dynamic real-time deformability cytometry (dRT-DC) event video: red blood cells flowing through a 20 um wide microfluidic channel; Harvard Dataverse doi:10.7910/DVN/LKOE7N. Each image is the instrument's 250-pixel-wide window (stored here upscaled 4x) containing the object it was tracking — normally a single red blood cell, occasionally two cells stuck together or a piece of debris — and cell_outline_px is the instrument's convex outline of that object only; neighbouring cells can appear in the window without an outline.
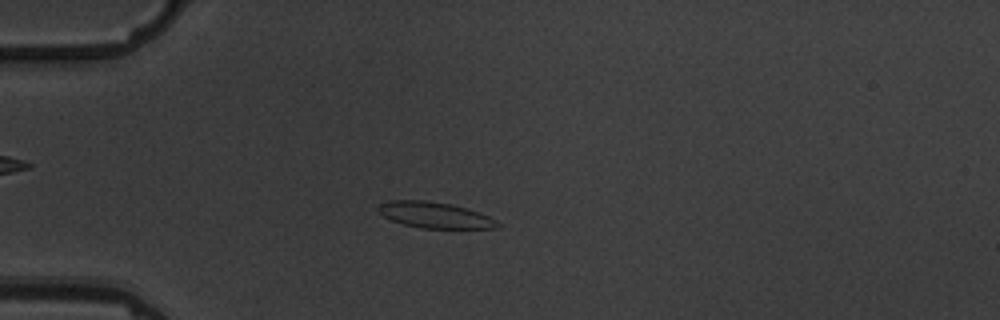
{"species": "common noctule bat (a hibernating species)", "species_latin": "Nyctalus noctula", "temperature_condition": "warm", "stored_images_in_passage": 7, "camera_frame_rate_fps": 3000, "um_per_image_px": 0.085, "animal": {"sex": "male", "body_mass_g": 19.5, "forearm_length_mm": 54.6}, "frame": {"image": 1, "passage_image": 3, "time_ms": 2.333, "image_size_px": [1000, 320], "cell_outline_px": [[500, 228], [420, 228], [404, 224], [392, 220], [376, 212], [376, 208], [380, 204], [388, 200], [424, 200], [452, 204], [480, 212], [496, 220], [500, 224]], "centroid_in_image_um": [36.94, 18.27], "position_along_channel_um": 48.1, "area_um2": 18.15}}
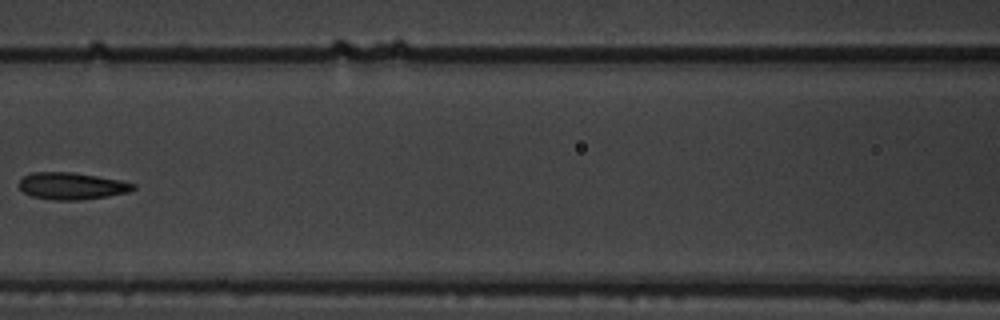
{"frame": {"image": 2, "passage_image": 6, "time_ms": 6.0, "image_size_px": [1000, 320], "cell_outline_px": [[136, 188], [128, 192], [108, 196], [80, 200], [52, 200], [32, 196], [24, 192], [20, 188], [20, 180], [24, 176], [32, 172], [72, 172], [120, 180], [136, 184]], "centroid_in_image_um": [6.11, 15.81], "position_along_channel_um": 160.5, "area_um2": 17.86}}
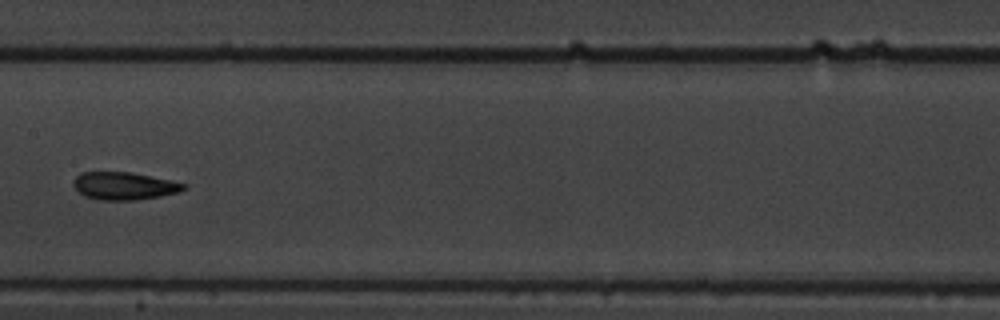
{"frame": {"image": 3, "passage_image": 7, "time_ms": 7.0, "image_size_px": [1000, 320], "cell_outline_px": [[188, 188], [180, 192], [160, 196], [136, 200], [100, 200], [84, 196], [72, 184], [72, 180], [80, 172], [128, 172], [188, 184]], "centroid_in_image_um": [10.55, 15.81], "position_along_channel_um": 196.9, "area_um2": 17.74}}